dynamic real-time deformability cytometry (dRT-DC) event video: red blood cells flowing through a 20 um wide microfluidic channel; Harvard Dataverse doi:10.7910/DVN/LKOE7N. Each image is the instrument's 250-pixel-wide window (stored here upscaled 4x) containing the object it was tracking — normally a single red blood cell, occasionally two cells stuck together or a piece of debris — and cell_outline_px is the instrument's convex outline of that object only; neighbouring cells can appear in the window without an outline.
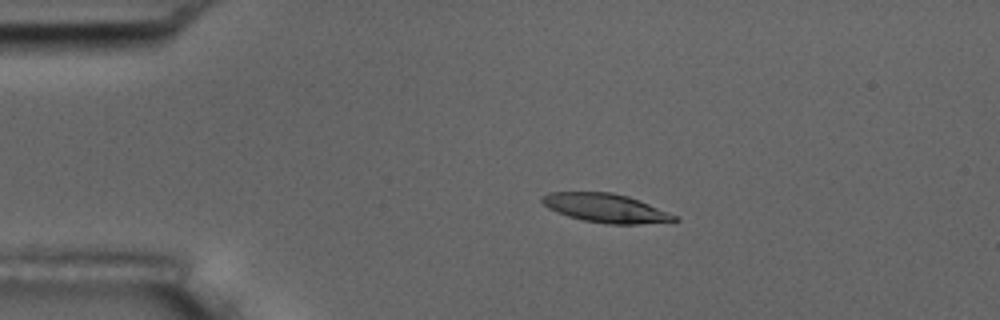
{"species": "common noctule bat (a hibernating species)", "species_latin": "Nyctalus noctula", "temperature_condition": "room temperature", "stored_images_in_passage": 4, "camera_frame_rate_fps": 3000, "um_per_image_px": 0.085, "animal": {"sex": "male", "body_mass_g": 17.5, "forearm_length_mm": 52.3}, "frame": {"image": 1, "passage_image": 3, "time_ms": 2.333, "image_size_px": [1000, 320], "cell_outline_px": [[680, 220], [640, 224], [608, 224], [584, 220], [568, 216], [556, 212], [548, 208], [540, 200], [540, 196], [548, 192], [612, 192], [628, 196], [640, 200], [668, 212], [676, 216]], "centroid_in_image_um": [51.45, 17.67], "position_along_channel_um": 33.6, "area_um2": 22.2}}